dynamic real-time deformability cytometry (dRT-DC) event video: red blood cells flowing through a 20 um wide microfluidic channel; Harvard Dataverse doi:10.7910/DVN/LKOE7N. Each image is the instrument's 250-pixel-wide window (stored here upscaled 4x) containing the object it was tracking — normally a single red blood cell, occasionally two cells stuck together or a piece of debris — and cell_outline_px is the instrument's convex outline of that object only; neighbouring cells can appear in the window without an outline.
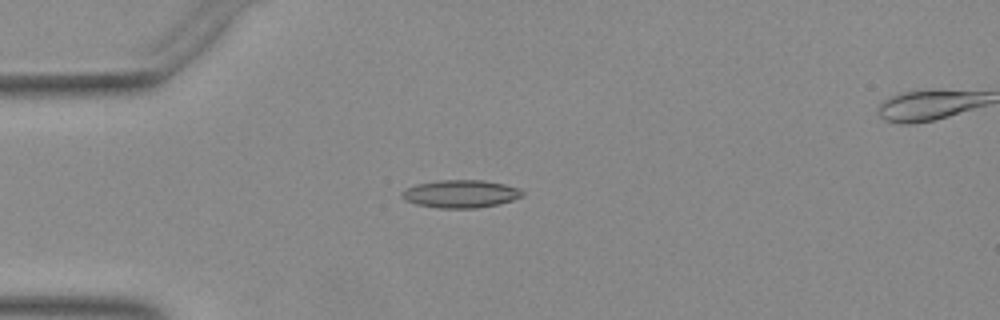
{"species": "Egyptian fruit bat (a non-hibernating species)", "species_latin": "Rousettus aegyptiacus", "temperature_condition": "warm", "stored_images_in_passage": 52, "segment_of_instrument_passage": [1, 2], "camera_frame_rate_fps": 3000, "um_per_image_px": 0.085, "animal": {"sex": "female"}, "frame": {"image": 1, "passage_image": 13, "time_ms": 4.0, "image_size_px": [1000, 320], "cell_outline_px": [[524, 196], [512, 200], [496, 204], [476, 208], [440, 208], [416, 204], [404, 200], [400, 196], [400, 192], [416, 184], [440, 180], [484, 180], [504, 184], [520, 188], [524, 192]], "centroid_in_image_um": [39.15, 16.47], "position_along_channel_um": 45.8, "area_um2": 19.54}}
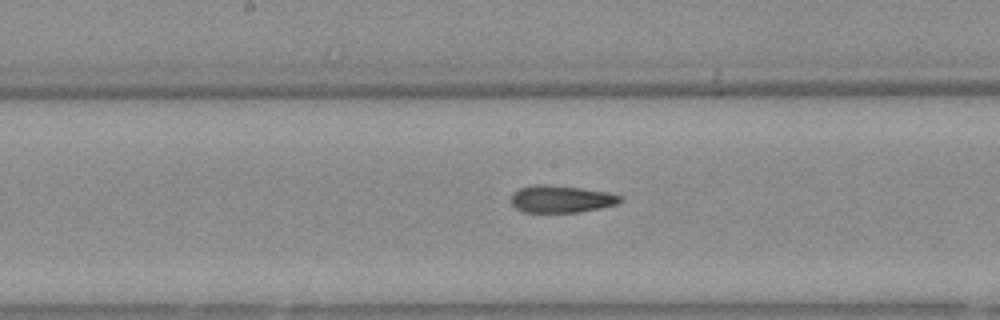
{"frame": {"image": 2, "passage_image": 26, "time_ms": 8.333, "image_size_px": [1000, 320], "cell_outline_px": [[624, 200], [616, 204], [600, 208], [576, 212], [524, 212], [516, 208], [508, 200], [512, 192], [520, 188], [532, 184], [544, 184], [580, 188], [608, 192], [620, 196]], "centroid_in_image_um": [47.64, 16.91], "position_along_channel_um": 200.6, "area_um2": 17.4}}
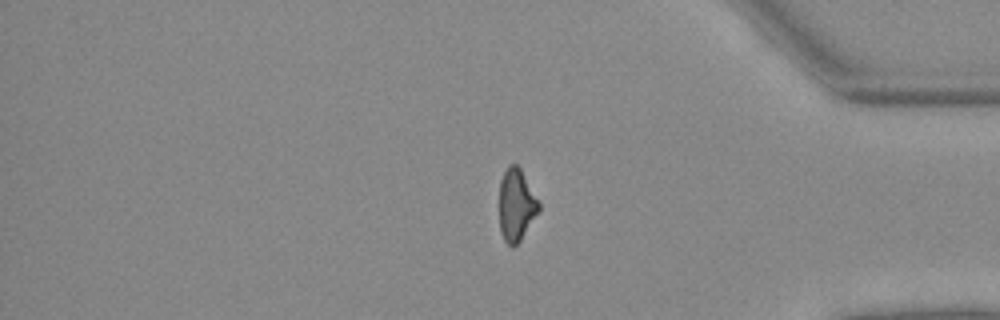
{"frame": {"image": 3, "passage_image": 42, "time_ms": 13.667, "image_size_px": [1000, 320], "cell_outline_px": [[540, 208], [520, 240], [512, 248], [504, 240], [500, 232], [500, 180], [508, 164], [516, 164], [520, 168], [540, 204]], "centroid_in_image_um": [43.86, 17.41], "position_along_channel_um": 391.3, "area_um2": 16.3}}